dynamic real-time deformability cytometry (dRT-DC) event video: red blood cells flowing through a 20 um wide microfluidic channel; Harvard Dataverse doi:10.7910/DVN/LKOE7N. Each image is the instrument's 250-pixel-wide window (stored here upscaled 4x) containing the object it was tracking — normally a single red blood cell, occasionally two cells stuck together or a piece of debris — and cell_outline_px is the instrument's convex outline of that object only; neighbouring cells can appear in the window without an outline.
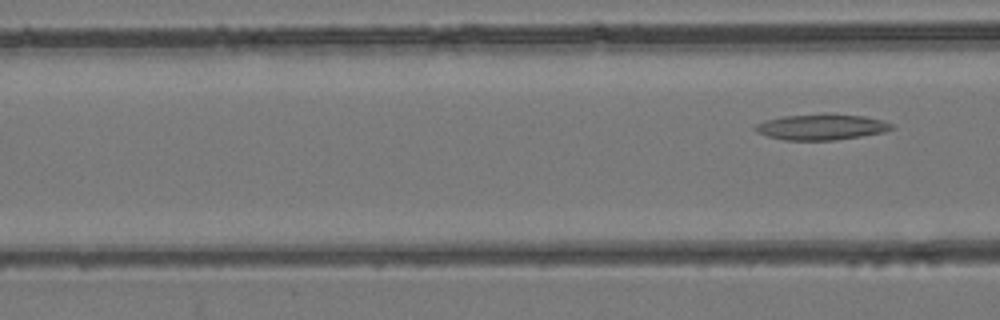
{"species": "common noctule bat (a hibernating species)", "species_latin": "Nyctalus noctula", "temperature_condition": "room temperature", "stored_images_in_passage": 6, "camera_frame_rate_fps": 3000, "um_per_image_px": 0.085, "animal": {"sex": "female", "body_mass_g": 24.6, "forearm_length_mm": 56.2}, "frame": {"image": 1, "passage_image": 6, "time_ms": 6.667, "image_size_px": [1000, 320], "cell_outline_px": [[896, 128], [884, 132], [836, 140], [784, 140], [768, 136], [756, 132], [752, 128], [756, 124], [764, 120], [784, 116], [828, 112], [864, 116], [880, 120], [892, 124]], "centroid_in_image_um": [69.8, 10.77], "position_along_channel_um": 96.8, "area_um2": 20.87}}